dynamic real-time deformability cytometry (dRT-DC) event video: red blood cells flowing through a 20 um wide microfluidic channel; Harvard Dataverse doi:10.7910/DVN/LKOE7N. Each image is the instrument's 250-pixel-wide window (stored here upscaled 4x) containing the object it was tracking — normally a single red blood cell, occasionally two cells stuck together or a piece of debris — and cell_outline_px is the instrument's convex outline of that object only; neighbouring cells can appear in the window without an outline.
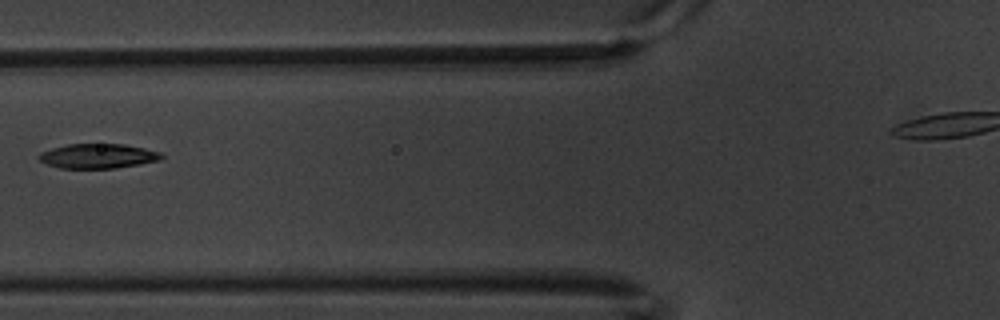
{"species": "common noctule bat (a hibernating species)", "species_latin": "Nyctalus noctula", "temperature_condition": "warm", "stored_images_in_passage": 7, "camera_frame_rate_fps": 3000, "um_per_image_px": 0.085, "animal": {"sex": "male", "body_mass_g": 20.1, "forearm_length_mm": 53.5}, "frame": {"image": 1, "passage_image": 7, "time_ms": 2.0, "image_size_px": [1000, 320], "cell_outline_px": [[164, 156], [160, 160], [140, 164], [116, 168], [60, 168], [48, 164], [40, 160], [36, 156], [40, 152], [52, 148], [68, 144], [124, 144], [144, 148], [160, 152]], "centroid_in_image_um": [8.32, 13.26], "position_along_channel_um": 117.5, "area_um2": 17.57}}